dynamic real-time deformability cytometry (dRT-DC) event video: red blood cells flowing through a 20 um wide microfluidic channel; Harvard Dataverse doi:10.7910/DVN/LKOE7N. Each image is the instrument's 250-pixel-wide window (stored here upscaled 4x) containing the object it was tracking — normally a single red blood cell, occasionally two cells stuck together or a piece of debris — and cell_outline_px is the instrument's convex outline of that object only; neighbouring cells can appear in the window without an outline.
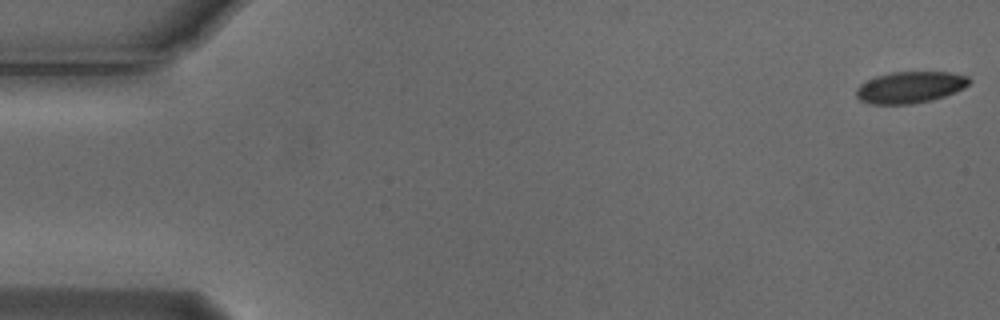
{"species": "Egyptian fruit bat (a non-hibernating species)", "species_latin": "Rousettus aegyptiacus", "temperature_condition": "cold", "stored_images_in_passage": 51, "camera_frame_rate_fps": 3000, "um_per_image_px": 0.085, "animal": {"sex": "male"}, "frame": {"image": 1, "passage_image": 1, "time_ms": 0.0, "image_size_px": [1000, 320], "cell_outline_px": [[972, 80], [964, 88], [956, 92], [932, 100], [912, 104], [872, 104], [860, 100], [856, 96], [856, 88], [860, 84], [876, 76], [892, 72], [948, 72], [968, 76]], "centroid_in_image_um": [77.37, 7.42], "position_along_channel_um": 7.6, "area_um2": 20.81}}
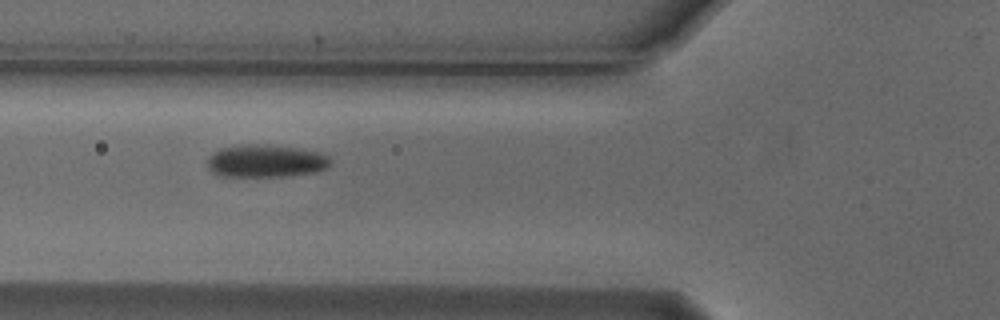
{"frame": {"image": 2, "passage_image": 20, "time_ms": 6.333, "image_size_px": [1000, 320], "cell_outline_px": [[332, 164], [324, 168], [312, 172], [284, 176], [216, 176], [208, 168], [208, 156], [212, 152], [220, 148], [240, 144], [252, 144], [296, 148], [324, 152], [332, 160]], "centroid_in_image_um": [22.56, 13.68], "position_along_channel_um": 103.2, "area_um2": 23.47}}
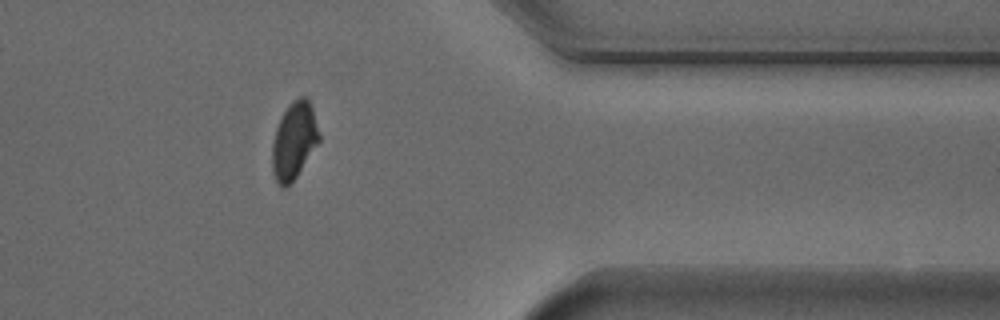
{"frame": {"image": 3, "passage_image": 44, "time_ms": 14.333, "image_size_px": [1000, 320], "cell_outline_px": [[320, 140], [296, 176], [284, 188], [280, 188], [272, 172], [272, 144], [276, 128], [288, 104], [292, 100], [300, 96], [308, 96], [312, 108], [320, 136]], "centroid_in_image_um": [24.98, 11.93], "position_along_channel_um": 386.4, "area_um2": 20.87}, "authors_computed_cell_mechanics": {"area_um2": 22.3108, "velocity_mm_per_s": 3.7596, "shape_relaxation_time_tau1_ms": 3.5112, "shape_relaxation_time_tau2_ms": 1.0869, "deformation_change_tau1": 0.1239, "deformation_change_tau2": 0.0516}}